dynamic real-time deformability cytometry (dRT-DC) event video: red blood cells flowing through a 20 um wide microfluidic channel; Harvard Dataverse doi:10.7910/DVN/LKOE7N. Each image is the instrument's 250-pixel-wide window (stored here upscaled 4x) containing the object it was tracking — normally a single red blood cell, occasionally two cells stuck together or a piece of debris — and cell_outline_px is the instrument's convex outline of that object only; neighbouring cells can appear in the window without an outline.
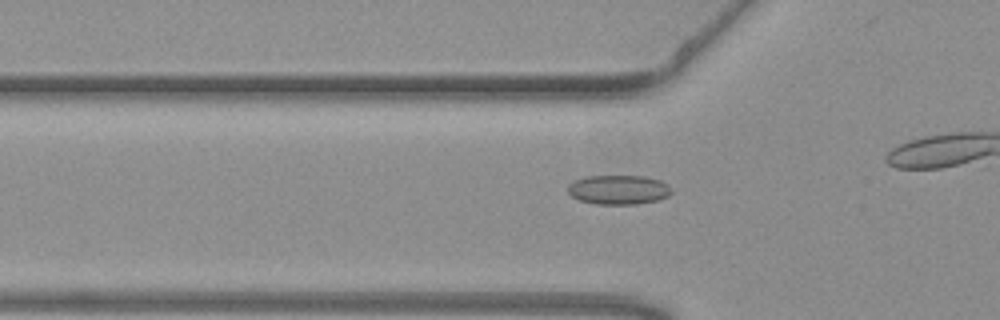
{"species": "common noctule bat (a hibernating species)", "species_latin": "Nyctalus noctula", "temperature_condition": "warm", "stored_images_in_passage": 10, "camera_frame_rate_fps": 3000, "um_per_image_px": 0.085, "animal": {"sex": "female", "body_mass_g": 19.3, "forearm_length_mm": 54.1}, "frame": {"image": 1, "passage_image": 4, "time_ms": 1.0, "image_size_px": [1000, 320], "cell_outline_px": [[672, 192], [668, 196], [656, 200], [636, 204], [596, 204], [580, 200], [572, 196], [568, 192], [568, 184], [576, 180], [588, 176], [644, 176], [660, 180], [668, 184], [672, 188]], "centroid_in_image_um": [52.6, 16.12], "position_along_channel_um": 73.2, "area_um2": 17.69}}
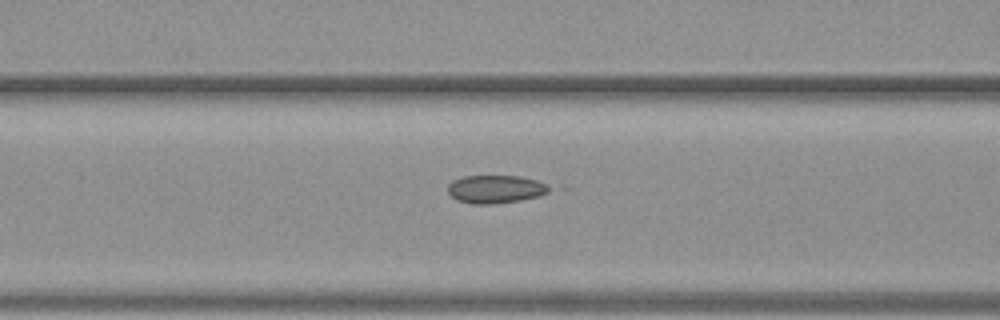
{"frame": {"image": 2, "passage_image": 8, "time_ms": 2.333, "image_size_px": [1000, 320], "cell_outline_px": [[556, 188], [548, 192], [536, 196], [520, 200], [492, 204], [472, 204], [456, 200], [448, 192], [448, 184], [452, 180], [464, 176], [520, 176], [536, 180], [548, 184]], "centroid_in_image_um": [42.14, 16.07], "position_along_channel_um": 124.5, "area_um2": 16.7}}